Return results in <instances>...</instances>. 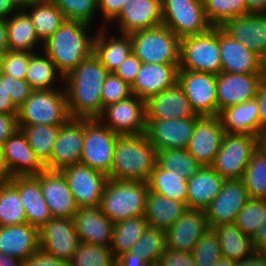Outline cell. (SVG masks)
I'll return each mask as SVG.
<instances>
[{"label":"cell","instance_id":"7dc6e473","mask_svg":"<svg viewBox=\"0 0 266 266\" xmlns=\"http://www.w3.org/2000/svg\"><path fill=\"white\" fill-rule=\"evenodd\" d=\"M206 17L215 27L229 19L247 15L245 0H203Z\"/></svg>","mask_w":266,"mask_h":266},{"label":"cell","instance_id":"816d5d0a","mask_svg":"<svg viewBox=\"0 0 266 266\" xmlns=\"http://www.w3.org/2000/svg\"><path fill=\"white\" fill-rule=\"evenodd\" d=\"M103 109L107 105L117 103L133 95L131 85L123 81L114 72H110L102 88Z\"/></svg>","mask_w":266,"mask_h":266},{"label":"cell","instance_id":"6da1fadb","mask_svg":"<svg viewBox=\"0 0 266 266\" xmlns=\"http://www.w3.org/2000/svg\"><path fill=\"white\" fill-rule=\"evenodd\" d=\"M109 73L93 53L64 77L71 118L97 119L103 113L101 92Z\"/></svg>","mask_w":266,"mask_h":266},{"label":"cell","instance_id":"2a66077c","mask_svg":"<svg viewBox=\"0 0 266 266\" xmlns=\"http://www.w3.org/2000/svg\"><path fill=\"white\" fill-rule=\"evenodd\" d=\"M9 177L4 166H0V188L8 181Z\"/></svg>","mask_w":266,"mask_h":266},{"label":"cell","instance_id":"44dd1931","mask_svg":"<svg viewBox=\"0 0 266 266\" xmlns=\"http://www.w3.org/2000/svg\"><path fill=\"white\" fill-rule=\"evenodd\" d=\"M52 217L73 219L78 206L60 170H48L35 175Z\"/></svg>","mask_w":266,"mask_h":266},{"label":"cell","instance_id":"be15d7a7","mask_svg":"<svg viewBox=\"0 0 266 266\" xmlns=\"http://www.w3.org/2000/svg\"><path fill=\"white\" fill-rule=\"evenodd\" d=\"M116 262L120 266H152L148 262L144 261L143 258H138L134 253L130 251L116 257Z\"/></svg>","mask_w":266,"mask_h":266},{"label":"cell","instance_id":"5b68a950","mask_svg":"<svg viewBox=\"0 0 266 266\" xmlns=\"http://www.w3.org/2000/svg\"><path fill=\"white\" fill-rule=\"evenodd\" d=\"M18 125L62 126L70 119L64 85L51 90H33L31 96L18 108Z\"/></svg>","mask_w":266,"mask_h":266},{"label":"cell","instance_id":"c3c4849f","mask_svg":"<svg viewBox=\"0 0 266 266\" xmlns=\"http://www.w3.org/2000/svg\"><path fill=\"white\" fill-rule=\"evenodd\" d=\"M266 218V199L250 198L236 218L235 224L252 237Z\"/></svg>","mask_w":266,"mask_h":266},{"label":"cell","instance_id":"60d3db41","mask_svg":"<svg viewBox=\"0 0 266 266\" xmlns=\"http://www.w3.org/2000/svg\"><path fill=\"white\" fill-rule=\"evenodd\" d=\"M60 127L44 124L19 125L30 147L44 164L51 158Z\"/></svg>","mask_w":266,"mask_h":266},{"label":"cell","instance_id":"2644e50d","mask_svg":"<svg viewBox=\"0 0 266 266\" xmlns=\"http://www.w3.org/2000/svg\"><path fill=\"white\" fill-rule=\"evenodd\" d=\"M22 260L0 252V266H23Z\"/></svg>","mask_w":266,"mask_h":266},{"label":"cell","instance_id":"f35d334b","mask_svg":"<svg viewBox=\"0 0 266 266\" xmlns=\"http://www.w3.org/2000/svg\"><path fill=\"white\" fill-rule=\"evenodd\" d=\"M25 12L31 18L42 43L66 20L61 10L52 1L34 2Z\"/></svg>","mask_w":266,"mask_h":266},{"label":"cell","instance_id":"979ff035","mask_svg":"<svg viewBox=\"0 0 266 266\" xmlns=\"http://www.w3.org/2000/svg\"><path fill=\"white\" fill-rule=\"evenodd\" d=\"M2 70H1V56H0V76H1Z\"/></svg>","mask_w":266,"mask_h":266},{"label":"cell","instance_id":"03108f58","mask_svg":"<svg viewBox=\"0 0 266 266\" xmlns=\"http://www.w3.org/2000/svg\"><path fill=\"white\" fill-rule=\"evenodd\" d=\"M253 247L256 251L266 252V218L260 224L258 231L251 237Z\"/></svg>","mask_w":266,"mask_h":266},{"label":"cell","instance_id":"277c9868","mask_svg":"<svg viewBox=\"0 0 266 266\" xmlns=\"http://www.w3.org/2000/svg\"><path fill=\"white\" fill-rule=\"evenodd\" d=\"M147 182L108 179L101 198L100 209L111 221L145 216Z\"/></svg>","mask_w":266,"mask_h":266},{"label":"cell","instance_id":"deb4b68c","mask_svg":"<svg viewBox=\"0 0 266 266\" xmlns=\"http://www.w3.org/2000/svg\"><path fill=\"white\" fill-rule=\"evenodd\" d=\"M114 266H120L116 261H115V264H114Z\"/></svg>","mask_w":266,"mask_h":266},{"label":"cell","instance_id":"a7ac6f4b","mask_svg":"<svg viewBox=\"0 0 266 266\" xmlns=\"http://www.w3.org/2000/svg\"><path fill=\"white\" fill-rule=\"evenodd\" d=\"M8 51V27L6 20H0V56Z\"/></svg>","mask_w":266,"mask_h":266},{"label":"cell","instance_id":"e7e4bbea","mask_svg":"<svg viewBox=\"0 0 266 266\" xmlns=\"http://www.w3.org/2000/svg\"><path fill=\"white\" fill-rule=\"evenodd\" d=\"M238 266H266V252L254 250L245 259L239 261Z\"/></svg>","mask_w":266,"mask_h":266},{"label":"cell","instance_id":"db71d44e","mask_svg":"<svg viewBox=\"0 0 266 266\" xmlns=\"http://www.w3.org/2000/svg\"><path fill=\"white\" fill-rule=\"evenodd\" d=\"M4 90L11 96L18 108L33 92V88L25 79L14 78L7 74H4Z\"/></svg>","mask_w":266,"mask_h":266},{"label":"cell","instance_id":"4dcf8cb0","mask_svg":"<svg viewBox=\"0 0 266 266\" xmlns=\"http://www.w3.org/2000/svg\"><path fill=\"white\" fill-rule=\"evenodd\" d=\"M224 181L211 166H203L187 181L188 209L205 210L221 192Z\"/></svg>","mask_w":266,"mask_h":266},{"label":"cell","instance_id":"603a6c76","mask_svg":"<svg viewBox=\"0 0 266 266\" xmlns=\"http://www.w3.org/2000/svg\"><path fill=\"white\" fill-rule=\"evenodd\" d=\"M204 210L188 209L166 232V247L176 251L192 252L209 230Z\"/></svg>","mask_w":266,"mask_h":266},{"label":"cell","instance_id":"f1b7e54d","mask_svg":"<svg viewBox=\"0 0 266 266\" xmlns=\"http://www.w3.org/2000/svg\"><path fill=\"white\" fill-rule=\"evenodd\" d=\"M19 191L27 223L38 229L53 217L35 176H15L8 179Z\"/></svg>","mask_w":266,"mask_h":266},{"label":"cell","instance_id":"f907efd6","mask_svg":"<svg viewBox=\"0 0 266 266\" xmlns=\"http://www.w3.org/2000/svg\"><path fill=\"white\" fill-rule=\"evenodd\" d=\"M196 266H216L222 256L218 236L209 229L192 250Z\"/></svg>","mask_w":266,"mask_h":266},{"label":"cell","instance_id":"91938a15","mask_svg":"<svg viewBox=\"0 0 266 266\" xmlns=\"http://www.w3.org/2000/svg\"><path fill=\"white\" fill-rule=\"evenodd\" d=\"M23 266H69V262L50 257L42 251H38L23 262Z\"/></svg>","mask_w":266,"mask_h":266},{"label":"cell","instance_id":"1f68e13d","mask_svg":"<svg viewBox=\"0 0 266 266\" xmlns=\"http://www.w3.org/2000/svg\"><path fill=\"white\" fill-rule=\"evenodd\" d=\"M106 27L99 28L94 38V55L108 69L114 72L132 53V42L129 34L117 33L119 36H108Z\"/></svg>","mask_w":266,"mask_h":266},{"label":"cell","instance_id":"8992f818","mask_svg":"<svg viewBox=\"0 0 266 266\" xmlns=\"http://www.w3.org/2000/svg\"><path fill=\"white\" fill-rule=\"evenodd\" d=\"M129 36L132 52L142 63L180 64L181 39L169 28L161 25L132 32Z\"/></svg>","mask_w":266,"mask_h":266},{"label":"cell","instance_id":"2e32d148","mask_svg":"<svg viewBox=\"0 0 266 266\" xmlns=\"http://www.w3.org/2000/svg\"><path fill=\"white\" fill-rule=\"evenodd\" d=\"M3 162L9 178L35 176L46 167L28 143L21 129H18L2 144Z\"/></svg>","mask_w":266,"mask_h":266},{"label":"cell","instance_id":"94428289","mask_svg":"<svg viewBox=\"0 0 266 266\" xmlns=\"http://www.w3.org/2000/svg\"><path fill=\"white\" fill-rule=\"evenodd\" d=\"M255 99L258 102L259 133L266 129V79H262Z\"/></svg>","mask_w":266,"mask_h":266},{"label":"cell","instance_id":"11a10c76","mask_svg":"<svg viewBox=\"0 0 266 266\" xmlns=\"http://www.w3.org/2000/svg\"><path fill=\"white\" fill-rule=\"evenodd\" d=\"M156 266H196L191 252L167 248L161 254Z\"/></svg>","mask_w":266,"mask_h":266},{"label":"cell","instance_id":"09005b40","mask_svg":"<svg viewBox=\"0 0 266 266\" xmlns=\"http://www.w3.org/2000/svg\"><path fill=\"white\" fill-rule=\"evenodd\" d=\"M35 2H41V1H53V0H34Z\"/></svg>","mask_w":266,"mask_h":266},{"label":"cell","instance_id":"f6af8a7d","mask_svg":"<svg viewBox=\"0 0 266 266\" xmlns=\"http://www.w3.org/2000/svg\"><path fill=\"white\" fill-rule=\"evenodd\" d=\"M250 198L266 199V156L258 149L242 177Z\"/></svg>","mask_w":266,"mask_h":266},{"label":"cell","instance_id":"f546056e","mask_svg":"<svg viewBox=\"0 0 266 266\" xmlns=\"http://www.w3.org/2000/svg\"><path fill=\"white\" fill-rule=\"evenodd\" d=\"M222 72L260 74V56L246 45L231 38L220 28Z\"/></svg>","mask_w":266,"mask_h":266},{"label":"cell","instance_id":"ac0fdd59","mask_svg":"<svg viewBox=\"0 0 266 266\" xmlns=\"http://www.w3.org/2000/svg\"><path fill=\"white\" fill-rule=\"evenodd\" d=\"M84 146V119L71 118L59 129L51 158L45 163L48 170H61L80 163Z\"/></svg>","mask_w":266,"mask_h":266},{"label":"cell","instance_id":"89a4df30","mask_svg":"<svg viewBox=\"0 0 266 266\" xmlns=\"http://www.w3.org/2000/svg\"><path fill=\"white\" fill-rule=\"evenodd\" d=\"M16 12L11 0H0V20H6Z\"/></svg>","mask_w":266,"mask_h":266},{"label":"cell","instance_id":"4fadbf2b","mask_svg":"<svg viewBox=\"0 0 266 266\" xmlns=\"http://www.w3.org/2000/svg\"><path fill=\"white\" fill-rule=\"evenodd\" d=\"M74 196L78 208L98 207L109 179L104 173L76 163L60 170Z\"/></svg>","mask_w":266,"mask_h":266},{"label":"cell","instance_id":"8fae6325","mask_svg":"<svg viewBox=\"0 0 266 266\" xmlns=\"http://www.w3.org/2000/svg\"><path fill=\"white\" fill-rule=\"evenodd\" d=\"M97 119L120 136L144 134L147 123L146 101L133 94L104 107Z\"/></svg>","mask_w":266,"mask_h":266},{"label":"cell","instance_id":"d6986e66","mask_svg":"<svg viewBox=\"0 0 266 266\" xmlns=\"http://www.w3.org/2000/svg\"><path fill=\"white\" fill-rule=\"evenodd\" d=\"M162 21V0H129L108 25H117L118 33L130 34L159 27Z\"/></svg>","mask_w":266,"mask_h":266},{"label":"cell","instance_id":"e0dca14e","mask_svg":"<svg viewBox=\"0 0 266 266\" xmlns=\"http://www.w3.org/2000/svg\"><path fill=\"white\" fill-rule=\"evenodd\" d=\"M250 196L242 179H225L219 195L204 210L209 228L215 225L235 223Z\"/></svg>","mask_w":266,"mask_h":266},{"label":"cell","instance_id":"30bf717a","mask_svg":"<svg viewBox=\"0 0 266 266\" xmlns=\"http://www.w3.org/2000/svg\"><path fill=\"white\" fill-rule=\"evenodd\" d=\"M256 150L257 136L226 132L210 166L224 179H242Z\"/></svg>","mask_w":266,"mask_h":266},{"label":"cell","instance_id":"34e18365","mask_svg":"<svg viewBox=\"0 0 266 266\" xmlns=\"http://www.w3.org/2000/svg\"><path fill=\"white\" fill-rule=\"evenodd\" d=\"M239 261L221 256L216 266H238Z\"/></svg>","mask_w":266,"mask_h":266},{"label":"cell","instance_id":"ab89813d","mask_svg":"<svg viewBox=\"0 0 266 266\" xmlns=\"http://www.w3.org/2000/svg\"><path fill=\"white\" fill-rule=\"evenodd\" d=\"M145 216L124 219L114 223L110 249L114 257H118L137 243L144 231L148 228Z\"/></svg>","mask_w":266,"mask_h":266},{"label":"cell","instance_id":"9c48e42d","mask_svg":"<svg viewBox=\"0 0 266 266\" xmlns=\"http://www.w3.org/2000/svg\"><path fill=\"white\" fill-rule=\"evenodd\" d=\"M162 25L180 39L202 34L213 25L206 17L203 0H162Z\"/></svg>","mask_w":266,"mask_h":266},{"label":"cell","instance_id":"cb8c5ba5","mask_svg":"<svg viewBox=\"0 0 266 266\" xmlns=\"http://www.w3.org/2000/svg\"><path fill=\"white\" fill-rule=\"evenodd\" d=\"M179 65L142 63L134 82L132 93L147 101L150 97L174 86L178 82Z\"/></svg>","mask_w":266,"mask_h":266},{"label":"cell","instance_id":"bcb514c9","mask_svg":"<svg viewBox=\"0 0 266 266\" xmlns=\"http://www.w3.org/2000/svg\"><path fill=\"white\" fill-rule=\"evenodd\" d=\"M115 261L110 247L80 242L69 266H114Z\"/></svg>","mask_w":266,"mask_h":266},{"label":"cell","instance_id":"d4e9b609","mask_svg":"<svg viewBox=\"0 0 266 266\" xmlns=\"http://www.w3.org/2000/svg\"><path fill=\"white\" fill-rule=\"evenodd\" d=\"M177 82L146 101V119L200 118Z\"/></svg>","mask_w":266,"mask_h":266},{"label":"cell","instance_id":"7a4b0ae2","mask_svg":"<svg viewBox=\"0 0 266 266\" xmlns=\"http://www.w3.org/2000/svg\"><path fill=\"white\" fill-rule=\"evenodd\" d=\"M92 27L85 22L66 19L43 43V51L64 77L93 54L97 31Z\"/></svg>","mask_w":266,"mask_h":266},{"label":"cell","instance_id":"f5cc1de1","mask_svg":"<svg viewBox=\"0 0 266 266\" xmlns=\"http://www.w3.org/2000/svg\"><path fill=\"white\" fill-rule=\"evenodd\" d=\"M31 52L7 51L1 55L2 74L25 79L30 63Z\"/></svg>","mask_w":266,"mask_h":266},{"label":"cell","instance_id":"b9f144b4","mask_svg":"<svg viewBox=\"0 0 266 266\" xmlns=\"http://www.w3.org/2000/svg\"><path fill=\"white\" fill-rule=\"evenodd\" d=\"M156 163L162 169L177 172L186 180L190 179L204 166L190 155L187 149L177 148L157 151Z\"/></svg>","mask_w":266,"mask_h":266},{"label":"cell","instance_id":"ee69618b","mask_svg":"<svg viewBox=\"0 0 266 266\" xmlns=\"http://www.w3.org/2000/svg\"><path fill=\"white\" fill-rule=\"evenodd\" d=\"M166 249L165 230L148 226L130 252L138 258H143L152 266H156L161 254Z\"/></svg>","mask_w":266,"mask_h":266},{"label":"cell","instance_id":"753ad0ef","mask_svg":"<svg viewBox=\"0 0 266 266\" xmlns=\"http://www.w3.org/2000/svg\"><path fill=\"white\" fill-rule=\"evenodd\" d=\"M257 149L266 156V129L257 135Z\"/></svg>","mask_w":266,"mask_h":266},{"label":"cell","instance_id":"83f0119b","mask_svg":"<svg viewBox=\"0 0 266 266\" xmlns=\"http://www.w3.org/2000/svg\"><path fill=\"white\" fill-rule=\"evenodd\" d=\"M38 251H40V244L37 227L27 222L0 226V252L25 261Z\"/></svg>","mask_w":266,"mask_h":266},{"label":"cell","instance_id":"74e56055","mask_svg":"<svg viewBox=\"0 0 266 266\" xmlns=\"http://www.w3.org/2000/svg\"><path fill=\"white\" fill-rule=\"evenodd\" d=\"M186 179L177 172L162 169L157 163L148 180L149 190L175 201L188 202V185Z\"/></svg>","mask_w":266,"mask_h":266},{"label":"cell","instance_id":"003e7915","mask_svg":"<svg viewBox=\"0 0 266 266\" xmlns=\"http://www.w3.org/2000/svg\"><path fill=\"white\" fill-rule=\"evenodd\" d=\"M248 14H266V0H245Z\"/></svg>","mask_w":266,"mask_h":266},{"label":"cell","instance_id":"681fc988","mask_svg":"<svg viewBox=\"0 0 266 266\" xmlns=\"http://www.w3.org/2000/svg\"><path fill=\"white\" fill-rule=\"evenodd\" d=\"M65 19L77 20L94 25L98 13V0H53Z\"/></svg>","mask_w":266,"mask_h":266},{"label":"cell","instance_id":"7402d4cb","mask_svg":"<svg viewBox=\"0 0 266 266\" xmlns=\"http://www.w3.org/2000/svg\"><path fill=\"white\" fill-rule=\"evenodd\" d=\"M261 80L260 74L219 73L217 75L218 115L228 107L255 99Z\"/></svg>","mask_w":266,"mask_h":266},{"label":"cell","instance_id":"484cf974","mask_svg":"<svg viewBox=\"0 0 266 266\" xmlns=\"http://www.w3.org/2000/svg\"><path fill=\"white\" fill-rule=\"evenodd\" d=\"M73 222L80 242L111 246L114 222L104 215L99 206L78 208Z\"/></svg>","mask_w":266,"mask_h":266},{"label":"cell","instance_id":"b9fcfbb0","mask_svg":"<svg viewBox=\"0 0 266 266\" xmlns=\"http://www.w3.org/2000/svg\"><path fill=\"white\" fill-rule=\"evenodd\" d=\"M0 166H4L3 153H2V145L1 144H0Z\"/></svg>","mask_w":266,"mask_h":266},{"label":"cell","instance_id":"ba28073f","mask_svg":"<svg viewBox=\"0 0 266 266\" xmlns=\"http://www.w3.org/2000/svg\"><path fill=\"white\" fill-rule=\"evenodd\" d=\"M120 135L98 119H84V146L80 163L110 177L114 150Z\"/></svg>","mask_w":266,"mask_h":266},{"label":"cell","instance_id":"7c38bea8","mask_svg":"<svg viewBox=\"0 0 266 266\" xmlns=\"http://www.w3.org/2000/svg\"><path fill=\"white\" fill-rule=\"evenodd\" d=\"M178 83L196 115L218 116L216 74L179 69Z\"/></svg>","mask_w":266,"mask_h":266},{"label":"cell","instance_id":"6125c7cd","mask_svg":"<svg viewBox=\"0 0 266 266\" xmlns=\"http://www.w3.org/2000/svg\"><path fill=\"white\" fill-rule=\"evenodd\" d=\"M0 113H18V107L12 101L11 96L4 90V74L2 73L0 76Z\"/></svg>","mask_w":266,"mask_h":266},{"label":"cell","instance_id":"836d02e7","mask_svg":"<svg viewBox=\"0 0 266 266\" xmlns=\"http://www.w3.org/2000/svg\"><path fill=\"white\" fill-rule=\"evenodd\" d=\"M258 102L256 99L231 106L218 115L227 133L259 134Z\"/></svg>","mask_w":266,"mask_h":266},{"label":"cell","instance_id":"7bdbcfd3","mask_svg":"<svg viewBox=\"0 0 266 266\" xmlns=\"http://www.w3.org/2000/svg\"><path fill=\"white\" fill-rule=\"evenodd\" d=\"M27 222L25 208L18 189L8 180L0 188V226H12Z\"/></svg>","mask_w":266,"mask_h":266},{"label":"cell","instance_id":"3957f363","mask_svg":"<svg viewBox=\"0 0 266 266\" xmlns=\"http://www.w3.org/2000/svg\"><path fill=\"white\" fill-rule=\"evenodd\" d=\"M157 151L147 136H120L114 150L110 179L148 182L156 165Z\"/></svg>","mask_w":266,"mask_h":266},{"label":"cell","instance_id":"e575fe53","mask_svg":"<svg viewBox=\"0 0 266 266\" xmlns=\"http://www.w3.org/2000/svg\"><path fill=\"white\" fill-rule=\"evenodd\" d=\"M6 24L8 27V51L37 52L38 50L35 49L40 48V44L42 50L43 43L39 40L32 20L25 11L11 15L6 19Z\"/></svg>","mask_w":266,"mask_h":266},{"label":"cell","instance_id":"11e5206c","mask_svg":"<svg viewBox=\"0 0 266 266\" xmlns=\"http://www.w3.org/2000/svg\"><path fill=\"white\" fill-rule=\"evenodd\" d=\"M260 75L262 79H266V50L260 55Z\"/></svg>","mask_w":266,"mask_h":266},{"label":"cell","instance_id":"6f0895ef","mask_svg":"<svg viewBox=\"0 0 266 266\" xmlns=\"http://www.w3.org/2000/svg\"><path fill=\"white\" fill-rule=\"evenodd\" d=\"M129 0H98V11L101 15L102 26L99 28H109L108 24L120 13L123 6L128 3ZM104 23V24H103Z\"/></svg>","mask_w":266,"mask_h":266},{"label":"cell","instance_id":"9f6ffc18","mask_svg":"<svg viewBox=\"0 0 266 266\" xmlns=\"http://www.w3.org/2000/svg\"><path fill=\"white\" fill-rule=\"evenodd\" d=\"M141 65L142 61L132 52L114 73L131 85L138 75Z\"/></svg>","mask_w":266,"mask_h":266},{"label":"cell","instance_id":"4316f807","mask_svg":"<svg viewBox=\"0 0 266 266\" xmlns=\"http://www.w3.org/2000/svg\"><path fill=\"white\" fill-rule=\"evenodd\" d=\"M220 28L259 56L266 50V14H248L225 21Z\"/></svg>","mask_w":266,"mask_h":266},{"label":"cell","instance_id":"52a82bcc","mask_svg":"<svg viewBox=\"0 0 266 266\" xmlns=\"http://www.w3.org/2000/svg\"><path fill=\"white\" fill-rule=\"evenodd\" d=\"M179 69L216 75L222 72L220 27L181 39Z\"/></svg>","mask_w":266,"mask_h":266},{"label":"cell","instance_id":"680465c9","mask_svg":"<svg viewBox=\"0 0 266 266\" xmlns=\"http://www.w3.org/2000/svg\"><path fill=\"white\" fill-rule=\"evenodd\" d=\"M19 129L17 114L0 113V144Z\"/></svg>","mask_w":266,"mask_h":266},{"label":"cell","instance_id":"d6a6232c","mask_svg":"<svg viewBox=\"0 0 266 266\" xmlns=\"http://www.w3.org/2000/svg\"><path fill=\"white\" fill-rule=\"evenodd\" d=\"M188 207L179 201L148 191L145 206V218L150 227L167 230L186 211Z\"/></svg>","mask_w":266,"mask_h":266},{"label":"cell","instance_id":"8d00e7d4","mask_svg":"<svg viewBox=\"0 0 266 266\" xmlns=\"http://www.w3.org/2000/svg\"><path fill=\"white\" fill-rule=\"evenodd\" d=\"M42 54L31 52L30 63L26 72L25 80L33 90L56 89L54 83L60 82L64 85V76L57 70L54 62L41 51Z\"/></svg>","mask_w":266,"mask_h":266},{"label":"cell","instance_id":"9a60e30c","mask_svg":"<svg viewBox=\"0 0 266 266\" xmlns=\"http://www.w3.org/2000/svg\"><path fill=\"white\" fill-rule=\"evenodd\" d=\"M199 118L146 119L145 135L156 151L186 149Z\"/></svg>","mask_w":266,"mask_h":266},{"label":"cell","instance_id":"5bb4252c","mask_svg":"<svg viewBox=\"0 0 266 266\" xmlns=\"http://www.w3.org/2000/svg\"><path fill=\"white\" fill-rule=\"evenodd\" d=\"M80 243L73 219L53 217L39 228L40 251L69 262Z\"/></svg>","mask_w":266,"mask_h":266},{"label":"cell","instance_id":"8c879c8a","mask_svg":"<svg viewBox=\"0 0 266 266\" xmlns=\"http://www.w3.org/2000/svg\"><path fill=\"white\" fill-rule=\"evenodd\" d=\"M34 2V0H11L13 8L17 12L26 11Z\"/></svg>","mask_w":266,"mask_h":266},{"label":"cell","instance_id":"ffe728a7","mask_svg":"<svg viewBox=\"0 0 266 266\" xmlns=\"http://www.w3.org/2000/svg\"><path fill=\"white\" fill-rule=\"evenodd\" d=\"M225 133L218 116L200 117L186 149L202 165L210 166L222 145Z\"/></svg>","mask_w":266,"mask_h":266},{"label":"cell","instance_id":"d590c367","mask_svg":"<svg viewBox=\"0 0 266 266\" xmlns=\"http://www.w3.org/2000/svg\"><path fill=\"white\" fill-rule=\"evenodd\" d=\"M211 229L218 236L222 256L241 261L255 250L251 237L235 223L215 225Z\"/></svg>","mask_w":266,"mask_h":266}]
</instances>
